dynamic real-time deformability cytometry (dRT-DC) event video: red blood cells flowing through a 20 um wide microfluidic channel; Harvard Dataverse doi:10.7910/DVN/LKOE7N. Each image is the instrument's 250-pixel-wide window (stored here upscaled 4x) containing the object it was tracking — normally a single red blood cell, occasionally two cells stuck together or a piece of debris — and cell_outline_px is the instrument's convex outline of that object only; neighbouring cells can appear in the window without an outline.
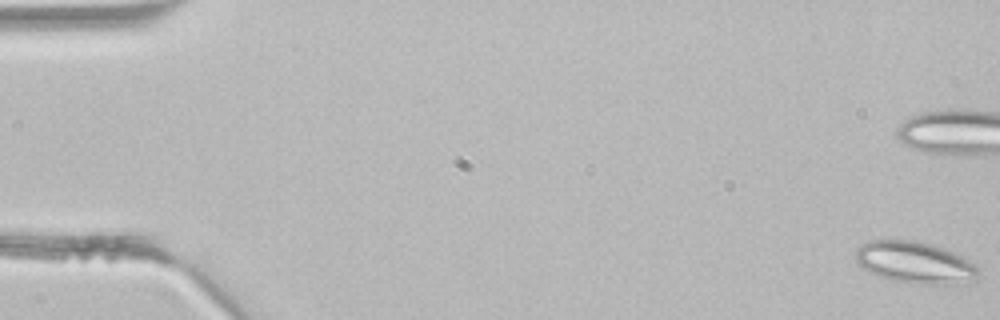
{"species": "common noctule bat (a hibernating species)", "species_latin": "Nyctalus noctula", "temperature_condition": "room temperature", "stored_images_in_passage": 45, "camera_frame_rate_fps": 3000, "um_per_image_px": 0.085, "animal": {"sex": "male", "body_mass_g": 21.5, "forearm_length_mm": 52.0}, "frame": {"image": 1, "passage_image": 1, "time_ms": 0.0, "image_size_px": [1000, 320], "cell_outline_px": [[980, 272], [968, 284], [916, 284], [892, 280], [868, 272], [856, 264], [856, 248], [860, 244], [868, 240], [916, 240], [932, 244], [944, 248], [964, 256], [976, 264]], "centroid_in_image_um": [77.78, 22.31], "position_along_channel_um": 7.2, "area_um2": 30.46}}